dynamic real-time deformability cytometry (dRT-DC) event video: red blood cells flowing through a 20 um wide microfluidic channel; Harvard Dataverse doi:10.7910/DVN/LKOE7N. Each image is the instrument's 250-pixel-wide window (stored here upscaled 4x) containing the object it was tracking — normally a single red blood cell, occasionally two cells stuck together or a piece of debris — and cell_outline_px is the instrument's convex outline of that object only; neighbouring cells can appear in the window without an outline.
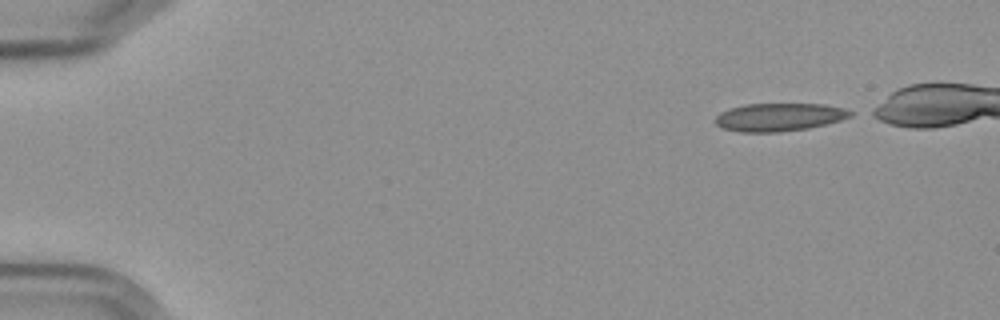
{"species": "Egyptian fruit bat (a non-hibernating species)", "species_latin": "Rousettus aegyptiacus", "temperature_condition": "cold", "stored_images_in_passage": 10, "camera_frame_rate_fps": 3000, "um_per_image_px": 0.085, "frame": {"image": 1, "passage_image": 1, "time_ms": 0.0, "image_size_px": [1000, 320], "cell_outline_px": [[852, 116], [840, 120], [808, 128], [780, 132], [740, 132], [720, 128], [716, 124], [716, 116], [720, 112], [728, 108], [744, 104], [824, 104], [844, 108], [852, 112]], "centroid_in_image_um": [66.18, 9.95], "position_along_channel_um": 18.8, "area_um2": 22.08}}
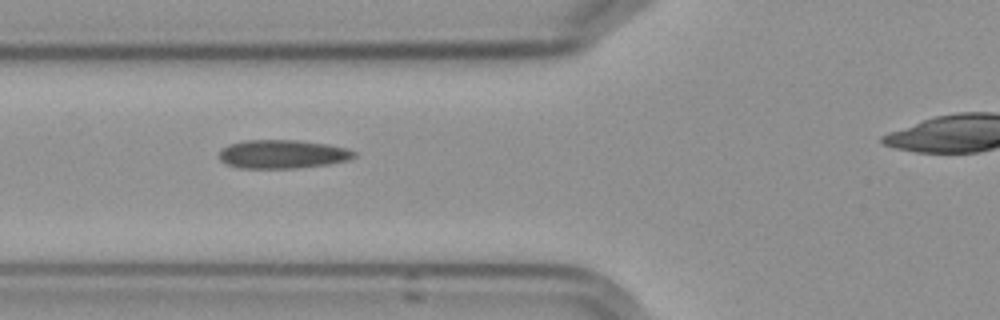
{"frame": {"image": 2, "passage_image": 5, "time_ms": 5.333, "image_size_px": [1000, 320], "cell_outline_px": [[356, 156], [348, 160], [328, 164], [296, 168], [240, 168], [228, 164], [220, 160], [220, 148], [228, 144], [244, 140], [296, 140], [328, 144], [344, 148], [356, 152]], "centroid_in_image_um": [23.99, 13.1], "position_along_channel_um": 101.8, "area_um2": 22.48}}